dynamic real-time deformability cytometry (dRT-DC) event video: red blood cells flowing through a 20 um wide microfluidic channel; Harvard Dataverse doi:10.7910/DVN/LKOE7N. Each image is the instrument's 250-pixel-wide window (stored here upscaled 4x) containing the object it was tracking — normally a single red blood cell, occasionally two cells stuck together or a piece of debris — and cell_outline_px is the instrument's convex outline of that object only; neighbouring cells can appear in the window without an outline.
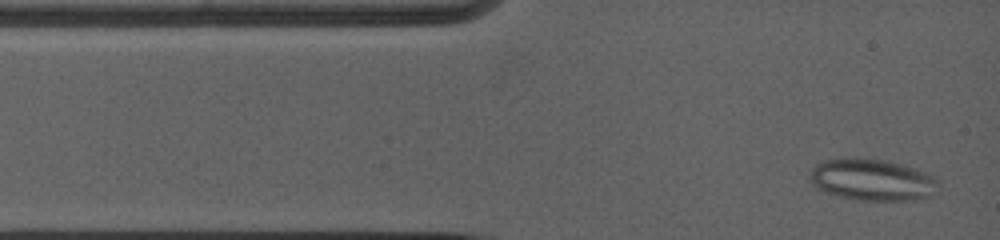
{"species": "common noctule bat (a hibernating species)", "species_latin": "Nyctalus noctula", "temperature_condition": "warm", "stored_images_in_passage": 29, "camera_frame_rate_fps": 5000, "um_per_image_px": 0.085, "animal": {"sex": "female", "body_mass_g": 19.0, "forearm_length_mm": 53.3}, "frame": {"image": 1, "passage_image": 1, "time_ms": 0.0, "image_size_px": [1000, 240], "cell_outline_px": [[940, 180], [932, 196], [916, 200], [860, 200], [840, 196], [824, 192], [816, 188], [808, 180], [808, 172], [816, 164], [824, 160], [884, 160], [904, 164], [916, 168]], "centroid_in_image_um": [74.14, 15.31], "position_along_channel_um": 10.9, "area_um2": 30.92}}
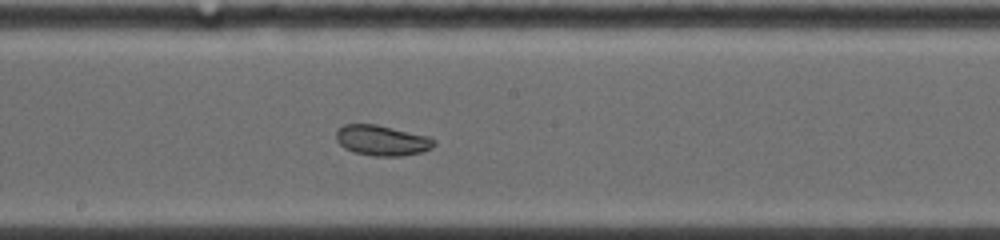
{"frame": {"image": 2, "passage_image": 14, "time_ms": 6.2, "image_size_px": [1000, 240], "cell_outline_px": [[436, 144], [432, 148], [420, 152], [404, 156], [372, 156], [352, 152], [344, 148], [336, 140], [336, 132], [344, 124], [376, 124], [432, 136], [436, 140]], "centroid_in_image_um": [32.51, 11.93], "position_along_channel_um": 215.7, "area_um2": 17.69}}
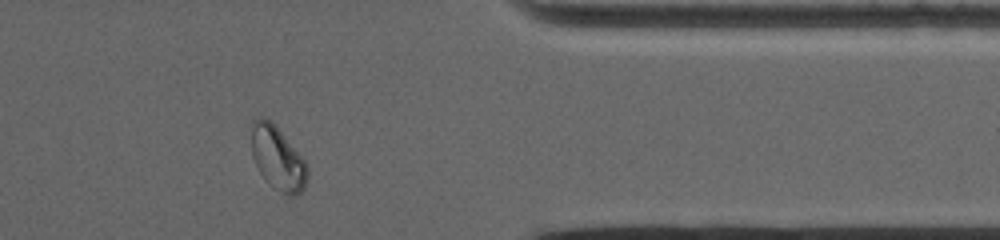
{"frame": {"image": 3, "passage_image": 26, "time_ms": 11.0, "image_size_px": [1000, 240], "cell_outline_px": [[308, 176], [304, 188], [296, 196], [288, 196], [280, 192], [268, 184], [264, 180], [252, 156], [252, 120], [260, 116], [268, 120], [280, 132], [304, 160], [308, 168]], "centroid_in_image_um": [23.59, 13.51], "position_along_channel_um": 387.8, "area_um2": 20.4}, "authors_computed_cell_mechanics": {"area_um2": 19.1896, "velocity_mm_per_s": 3.9064, "shape_relaxation_time_tau1_ms": null, "shape_relaxation_time_tau2_ms": 1.255, "deformation_change_tau1": null, "deformation_change_tau2": 0.0494}}